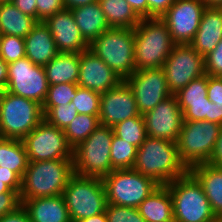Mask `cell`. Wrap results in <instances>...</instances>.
Wrapping results in <instances>:
<instances>
[{
    "mask_svg": "<svg viewBox=\"0 0 222 222\" xmlns=\"http://www.w3.org/2000/svg\"><path fill=\"white\" fill-rule=\"evenodd\" d=\"M133 169L160 185H167L189 171L179 158L176 142L150 136L137 148Z\"/></svg>",
    "mask_w": 222,
    "mask_h": 222,
    "instance_id": "1",
    "label": "cell"
},
{
    "mask_svg": "<svg viewBox=\"0 0 222 222\" xmlns=\"http://www.w3.org/2000/svg\"><path fill=\"white\" fill-rule=\"evenodd\" d=\"M74 174L73 159L28 162L22 178L20 199L62 195Z\"/></svg>",
    "mask_w": 222,
    "mask_h": 222,
    "instance_id": "2",
    "label": "cell"
},
{
    "mask_svg": "<svg viewBox=\"0 0 222 222\" xmlns=\"http://www.w3.org/2000/svg\"><path fill=\"white\" fill-rule=\"evenodd\" d=\"M135 71L162 68L175 43L161 18H143L134 28Z\"/></svg>",
    "mask_w": 222,
    "mask_h": 222,
    "instance_id": "3",
    "label": "cell"
},
{
    "mask_svg": "<svg viewBox=\"0 0 222 222\" xmlns=\"http://www.w3.org/2000/svg\"><path fill=\"white\" fill-rule=\"evenodd\" d=\"M112 127L100 124L89 137L73 149L74 173L82 177L103 179L112 170Z\"/></svg>",
    "mask_w": 222,
    "mask_h": 222,
    "instance_id": "4",
    "label": "cell"
},
{
    "mask_svg": "<svg viewBox=\"0 0 222 222\" xmlns=\"http://www.w3.org/2000/svg\"><path fill=\"white\" fill-rule=\"evenodd\" d=\"M166 186L172 197L174 222H212L216 218L202 186L189 171Z\"/></svg>",
    "mask_w": 222,
    "mask_h": 222,
    "instance_id": "5",
    "label": "cell"
},
{
    "mask_svg": "<svg viewBox=\"0 0 222 222\" xmlns=\"http://www.w3.org/2000/svg\"><path fill=\"white\" fill-rule=\"evenodd\" d=\"M134 44V29L110 27L89 45V50L125 81L135 72Z\"/></svg>",
    "mask_w": 222,
    "mask_h": 222,
    "instance_id": "6",
    "label": "cell"
},
{
    "mask_svg": "<svg viewBox=\"0 0 222 222\" xmlns=\"http://www.w3.org/2000/svg\"><path fill=\"white\" fill-rule=\"evenodd\" d=\"M43 120L41 104L1 90L0 137L22 140Z\"/></svg>",
    "mask_w": 222,
    "mask_h": 222,
    "instance_id": "7",
    "label": "cell"
},
{
    "mask_svg": "<svg viewBox=\"0 0 222 222\" xmlns=\"http://www.w3.org/2000/svg\"><path fill=\"white\" fill-rule=\"evenodd\" d=\"M62 195L72 222L98 215L106 210V190L101 178L74 174Z\"/></svg>",
    "mask_w": 222,
    "mask_h": 222,
    "instance_id": "8",
    "label": "cell"
},
{
    "mask_svg": "<svg viewBox=\"0 0 222 222\" xmlns=\"http://www.w3.org/2000/svg\"><path fill=\"white\" fill-rule=\"evenodd\" d=\"M221 128L214 122L183 120L176 144L179 158L188 169L209 162Z\"/></svg>",
    "mask_w": 222,
    "mask_h": 222,
    "instance_id": "9",
    "label": "cell"
},
{
    "mask_svg": "<svg viewBox=\"0 0 222 222\" xmlns=\"http://www.w3.org/2000/svg\"><path fill=\"white\" fill-rule=\"evenodd\" d=\"M107 204L138 208L160 186L153 178L132 169L112 170L103 179Z\"/></svg>",
    "mask_w": 222,
    "mask_h": 222,
    "instance_id": "10",
    "label": "cell"
},
{
    "mask_svg": "<svg viewBox=\"0 0 222 222\" xmlns=\"http://www.w3.org/2000/svg\"><path fill=\"white\" fill-rule=\"evenodd\" d=\"M22 141L28 162L73 159V148L67 143L64 130L45 119Z\"/></svg>",
    "mask_w": 222,
    "mask_h": 222,
    "instance_id": "11",
    "label": "cell"
},
{
    "mask_svg": "<svg viewBox=\"0 0 222 222\" xmlns=\"http://www.w3.org/2000/svg\"><path fill=\"white\" fill-rule=\"evenodd\" d=\"M162 68L172 95L205 74L204 57L190 44H175Z\"/></svg>",
    "mask_w": 222,
    "mask_h": 222,
    "instance_id": "12",
    "label": "cell"
},
{
    "mask_svg": "<svg viewBox=\"0 0 222 222\" xmlns=\"http://www.w3.org/2000/svg\"><path fill=\"white\" fill-rule=\"evenodd\" d=\"M48 87L43 66L33 64L27 57L8 63L7 92L43 105Z\"/></svg>",
    "mask_w": 222,
    "mask_h": 222,
    "instance_id": "13",
    "label": "cell"
},
{
    "mask_svg": "<svg viewBox=\"0 0 222 222\" xmlns=\"http://www.w3.org/2000/svg\"><path fill=\"white\" fill-rule=\"evenodd\" d=\"M206 5L202 0H176L162 15L175 44H190Z\"/></svg>",
    "mask_w": 222,
    "mask_h": 222,
    "instance_id": "14",
    "label": "cell"
},
{
    "mask_svg": "<svg viewBox=\"0 0 222 222\" xmlns=\"http://www.w3.org/2000/svg\"><path fill=\"white\" fill-rule=\"evenodd\" d=\"M125 82L132 89L138 112L143 115L172 95L163 68L135 71Z\"/></svg>",
    "mask_w": 222,
    "mask_h": 222,
    "instance_id": "15",
    "label": "cell"
},
{
    "mask_svg": "<svg viewBox=\"0 0 222 222\" xmlns=\"http://www.w3.org/2000/svg\"><path fill=\"white\" fill-rule=\"evenodd\" d=\"M147 136L176 142L180 134L183 113L175 95L143 114Z\"/></svg>",
    "mask_w": 222,
    "mask_h": 222,
    "instance_id": "16",
    "label": "cell"
},
{
    "mask_svg": "<svg viewBox=\"0 0 222 222\" xmlns=\"http://www.w3.org/2000/svg\"><path fill=\"white\" fill-rule=\"evenodd\" d=\"M140 115L134 93L125 81L101 93L98 116L100 124L113 127L119 122Z\"/></svg>",
    "mask_w": 222,
    "mask_h": 222,
    "instance_id": "17",
    "label": "cell"
},
{
    "mask_svg": "<svg viewBox=\"0 0 222 222\" xmlns=\"http://www.w3.org/2000/svg\"><path fill=\"white\" fill-rule=\"evenodd\" d=\"M123 80L89 49L80 53L77 85L98 93L117 87Z\"/></svg>",
    "mask_w": 222,
    "mask_h": 222,
    "instance_id": "18",
    "label": "cell"
},
{
    "mask_svg": "<svg viewBox=\"0 0 222 222\" xmlns=\"http://www.w3.org/2000/svg\"><path fill=\"white\" fill-rule=\"evenodd\" d=\"M44 23L49 27L59 53H81L89 49L70 9L49 16Z\"/></svg>",
    "mask_w": 222,
    "mask_h": 222,
    "instance_id": "19",
    "label": "cell"
},
{
    "mask_svg": "<svg viewBox=\"0 0 222 222\" xmlns=\"http://www.w3.org/2000/svg\"><path fill=\"white\" fill-rule=\"evenodd\" d=\"M222 40V8L206 7L203 11L199 28L190 43L193 49L207 56Z\"/></svg>",
    "mask_w": 222,
    "mask_h": 222,
    "instance_id": "20",
    "label": "cell"
},
{
    "mask_svg": "<svg viewBox=\"0 0 222 222\" xmlns=\"http://www.w3.org/2000/svg\"><path fill=\"white\" fill-rule=\"evenodd\" d=\"M20 201L30 222H72L63 195Z\"/></svg>",
    "mask_w": 222,
    "mask_h": 222,
    "instance_id": "21",
    "label": "cell"
},
{
    "mask_svg": "<svg viewBox=\"0 0 222 222\" xmlns=\"http://www.w3.org/2000/svg\"><path fill=\"white\" fill-rule=\"evenodd\" d=\"M24 43L26 57L35 65L44 67L59 54L49 27L43 21L33 27Z\"/></svg>",
    "mask_w": 222,
    "mask_h": 222,
    "instance_id": "22",
    "label": "cell"
},
{
    "mask_svg": "<svg viewBox=\"0 0 222 222\" xmlns=\"http://www.w3.org/2000/svg\"><path fill=\"white\" fill-rule=\"evenodd\" d=\"M189 172L202 186L216 217L222 216V167L201 163L190 167Z\"/></svg>",
    "mask_w": 222,
    "mask_h": 222,
    "instance_id": "23",
    "label": "cell"
},
{
    "mask_svg": "<svg viewBox=\"0 0 222 222\" xmlns=\"http://www.w3.org/2000/svg\"><path fill=\"white\" fill-rule=\"evenodd\" d=\"M70 10L81 35L89 45L110 28L98 1Z\"/></svg>",
    "mask_w": 222,
    "mask_h": 222,
    "instance_id": "24",
    "label": "cell"
},
{
    "mask_svg": "<svg viewBox=\"0 0 222 222\" xmlns=\"http://www.w3.org/2000/svg\"><path fill=\"white\" fill-rule=\"evenodd\" d=\"M146 222H174L173 202L166 185H160L138 207Z\"/></svg>",
    "mask_w": 222,
    "mask_h": 222,
    "instance_id": "25",
    "label": "cell"
},
{
    "mask_svg": "<svg viewBox=\"0 0 222 222\" xmlns=\"http://www.w3.org/2000/svg\"><path fill=\"white\" fill-rule=\"evenodd\" d=\"M79 69V53H59L44 66L49 85H57L60 83L77 84Z\"/></svg>",
    "mask_w": 222,
    "mask_h": 222,
    "instance_id": "26",
    "label": "cell"
},
{
    "mask_svg": "<svg viewBox=\"0 0 222 222\" xmlns=\"http://www.w3.org/2000/svg\"><path fill=\"white\" fill-rule=\"evenodd\" d=\"M38 21L21 12L12 3L0 4V33L25 38Z\"/></svg>",
    "mask_w": 222,
    "mask_h": 222,
    "instance_id": "27",
    "label": "cell"
},
{
    "mask_svg": "<svg viewBox=\"0 0 222 222\" xmlns=\"http://www.w3.org/2000/svg\"><path fill=\"white\" fill-rule=\"evenodd\" d=\"M110 27L134 29L141 21L126 0H98Z\"/></svg>",
    "mask_w": 222,
    "mask_h": 222,
    "instance_id": "28",
    "label": "cell"
},
{
    "mask_svg": "<svg viewBox=\"0 0 222 222\" xmlns=\"http://www.w3.org/2000/svg\"><path fill=\"white\" fill-rule=\"evenodd\" d=\"M27 165L23 141L0 137V169H11L23 178Z\"/></svg>",
    "mask_w": 222,
    "mask_h": 222,
    "instance_id": "29",
    "label": "cell"
},
{
    "mask_svg": "<svg viewBox=\"0 0 222 222\" xmlns=\"http://www.w3.org/2000/svg\"><path fill=\"white\" fill-rule=\"evenodd\" d=\"M99 115L78 114L64 129L67 143L74 149L100 125Z\"/></svg>",
    "mask_w": 222,
    "mask_h": 222,
    "instance_id": "30",
    "label": "cell"
},
{
    "mask_svg": "<svg viewBox=\"0 0 222 222\" xmlns=\"http://www.w3.org/2000/svg\"><path fill=\"white\" fill-rule=\"evenodd\" d=\"M114 134L137 148L147 137L143 115L126 119L112 127Z\"/></svg>",
    "mask_w": 222,
    "mask_h": 222,
    "instance_id": "31",
    "label": "cell"
},
{
    "mask_svg": "<svg viewBox=\"0 0 222 222\" xmlns=\"http://www.w3.org/2000/svg\"><path fill=\"white\" fill-rule=\"evenodd\" d=\"M137 147L113 134L111 143V166L115 169H132Z\"/></svg>",
    "mask_w": 222,
    "mask_h": 222,
    "instance_id": "32",
    "label": "cell"
},
{
    "mask_svg": "<svg viewBox=\"0 0 222 222\" xmlns=\"http://www.w3.org/2000/svg\"><path fill=\"white\" fill-rule=\"evenodd\" d=\"M208 74L192 80L186 87L175 93L180 109L183 111L190 103L209 101L207 97Z\"/></svg>",
    "mask_w": 222,
    "mask_h": 222,
    "instance_id": "33",
    "label": "cell"
},
{
    "mask_svg": "<svg viewBox=\"0 0 222 222\" xmlns=\"http://www.w3.org/2000/svg\"><path fill=\"white\" fill-rule=\"evenodd\" d=\"M77 87L78 85L75 83L49 85L47 97L42 105L43 114L45 115L54 106L72 102L76 96Z\"/></svg>",
    "mask_w": 222,
    "mask_h": 222,
    "instance_id": "34",
    "label": "cell"
},
{
    "mask_svg": "<svg viewBox=\"0 0 222 222\" xmlns=\"http://www.w3.org/2000/svg\"><path fill=\"white\" fill-rule=\"evenodd\" d=\"M100 98V93L78 86L72 102L78 114L99 115Z\"/></svg>",
    "mask_w": 222,
    "mask_h": 222,
    "instance_id": "35",
    "label": "cell"
},
{
    "mask_svg": "<svg viewBox=\"0 0 222 222\" xmlns=\"http://www.w3.org/2000/svg\"><path fill=\"white\" fill-rule=\"evenodd\" d=\"M0 57L11 63L26 57L24 38L11 35H1Z\"/></svg>",
    "mask_w": 222,
    "mask_h": 222,
    "instance_id": "36",
    "label": "cell"
},
{
    "mask_svg": "<svg viewBox=\"0 0 222 222\" xmlns=\"http://www.w3.org/2000/svg\"><path fill=\"white\" fill-rule=\"evenodd\" d=\"M78 115L73 102L60 104L52 107L45 115L44 119L51 125L64 130L69 123Z\"/></svg>",
    "mask_w": 222,
    "mask_h": 222,
    "instance_id": "37",
    "label": "cell"
},
{
    "mask_svg": "<svg viewBox=\"0 0 222 222\" xmlns=\"http://www.w3.org/2000/svg\"><path fill=\"white\" fill-rule=\"evenodd\" d=\"M105 213L108 222H146L138 208L107 204Z\"/></svg>",
    "mask_w": 222,
    "mask_h": 222,
    "instance_id": "38",
    "label": "cell"
},
{
    "mask_svg": "<svg viewBox=\"0 0 222 222\" xmlns=\"http://www.w3.org/2000/svg\"><path fill=\"white\" fill-rule=\"evenodd\" d=\"M182 113L183 120L210 122L211 101L190 103Z\"/></svg>",
    "mask_w": 222,
    "mask_h": 222,
    "instance_id": "39",
    "label": "cell"
},
{
    "mask_svg": "<svg viewBox=\"0 0 222 222\" xmlns=\"http://www.w3.org/2000/svg\"><path fill=\"white\" fill-rule=\"evenodd\" d=\"M205 74L209 76H222V40L216 48L204 57Z\"/></svg>",
    "mask_w": 222,
    "mask_h": 222,
    "instance_id": "40",
    "label": "cell"
},
{
    "mask_svg": "<svg viewBox=\"0 0 222 222\" xmlns=\"http://www.w3.org/2000/svg\"><path fill=\"white\" fill-rule=\"evenodd\" d=\"M37 21H45L49 16L65 9L63 0H36Z\"/></svg>",
    "mask_w": 222,
    "mask_h": 222,
    "instance_id": "41",
    "label": "cell"
},
{
    "mask_svg": "<svg viewBox=\"0 0 222 222\" xmlns=\"http://www.w3.org/2000/svg\"><path fill=\"white\" fill-rule=\"evenodd\" d=\"M19 206H21V201L17 192L0 193V219L14 212Z\"/></svg>",
    "mask_w": 222,
    "mask_h": 222,
    "instance_id": "42",
    "label": "cell"
},
{
    "mask_svg": "<svg viewBox=\"0 0 222 222\" xmlns=\"http://www.w3.org/2000/svg\"><path fill=\"white\" fill-rule=\"evenodd\" d=\"M207 97L216 104L222 105V78L208 75Z\"/></svg>",
    "mask_w": 222,
    "mask_h": 222,
    "instance_id": "43",
    "label": "cell"
},
{
    "mask_svg": "<svg viewBox=\"0 0 222 222\" xmlns=\"http://www.w3.org/2000/svg\"><path fill=\"white\" fill-rule=\"evenodd\" d=\"M176 0H147L148 18H161Z\"/></svg>",
    "mask_w": 222,
    "mask_h": 222,
    "instance_id": "44",
    "label": "cell"
},
{
    "mask_svg": "<svg viewBox=\"0 0 222 222\" xmlns=\"http://www.w3.org/2000/svg\"><path fill=\"white\" fill-rule=\"evenodd\" d=\"M0 178L8 180V186L18 194L21 191L22 178L11 169H0Z\"/></svg>",
    "mask_w": 222,
    "mask_h": 222,
    "instance_id": "45",
    "label": "cell"
},
{
    "mask_svg": "<svg viewBox=\"0 0 222 222\" xmlns=\"http://www.w3.org/2000/svg\"><path fill=\"white\" fill-rule=\"evenodd\" d=\"M36 2V0H13L12 4L24 14L29 15L37 20Z\"/></svg>",
    "mask_w": 222,
    "mask_h": 222,
    "instance_id": "46",
    "label": "cell"
},
{
    "mask_svg": "<svg viewBox=\"0 0 222 222\" xmlns=\"http://www.w3.org/2000/svg\"><path fill=\"white\" fill-rule=\"evenodd\" d=\"M0 222H30V220L28 213L21 205L14 212L3 216Z\"/></svg>",
    "mask_w": 222,
    "mask_h": 222,
    "instance_id": "47",
    "label": "cell"
},
{
    "mask_svg": "<svg viewBox=\"0 0 222 222\" xmlns=\"http://www.w3.org/2000/svg\"><path fill=\"white\" fill-rule=\"evenodd\" d=\"M208 163L214 166L222 167V128L211 155V159Z\"/></svg>",
    "mask_w": 222,
    "mask_h": 222,
    "instance_id": "48",
    "label": "cell"
},
{
    "mask_svg": "<svg viewBox=\"0 0 222 222\" xmlns=\"http://www.w3.org/2000/svg\"><path fill=\"white\" fill-rule=\"evenodd\" d=\"M135 13L141 18H148L147 0H126Z\"/></svg>",
    "mask_w": 222,
    "mask_h": 222,
    "instance_id": "49",
    "label": "cell"
},
{
    "mask_svg": "<svg viewBox=\"0 0 222 222\" xmlns=\"http://www.w3.org/2000/svg\"><path fill=\"white\" fill-rule=\"evenodd\" d=\"M8 82V63L0 57V90H5Z\"/></svg>",
    "mask_w": 222,
    "mask_h": 222,
    "instance_id": "50",
    "label": "cell"
},
{
    "mask_svg": "<svg viewBox=\"0 0 222 222\" xmlns=\"http://www.w3.org/2000/svg\"><path fill=\"white\" fill-rule=\"evenodd\" d=\"M210 122L222 125V105L211 102Z\"/></svg>",
    "mask_w": 222,
    "mask_h": 222,
    "instance_id": "51",
    "label": "cell"
},
{
    "mask_svg": "<svg viewBox=\"0 0 222 222\" xmlns=\"http://www.w3.org/2000/svg\"><path fill=\"white\" fill-rule=\"evenodd\" d=\"M98 0H63L66 9H73L78 6H85Z\"/></svg>",
    "mask_w": 222,
    "mask_h": 222,
    "instance_id": "52",
    "label": "cell"
},
{
    "mask_svg": "<svg viewBox=\"0 0 222 222\" xmlns=\"http://www.w3.org/2000/svg\"><path fill=\"white\" fill-rule=\"evenodd\" d=\"M77 222H108V219H107L106 213L103 212L98 215L91 216L83 220H79Z\"/></svg>",
    "mask_w": 222,
    "mask_h": 222,
    "instance_id": "53",
    "label": "cell"
},
{
    "mask_svg": "<svg viewBox=\"0 0 222 222\" xmlns=\"http://www.w3.org/2000/svg\"><path fill=\"white\" fill-rule=\"evenodd\" d=\"M206 7L222 8V0H202Z\"/></svg>",
    "mask_w": 222,
    "mask_h": 222,
    "instance_id": "54",
    "label": "cell"
},
{
    "mask_svg": "<svg viewBox=\"0 0 222 222\" xmlns=\"http://www.w3.org/2000/svg\"><path fill=\"white\" fill-rule=\"evenodd\" d=\"M5 192H16V191L12 190L8 186V180H3L0 178V193H5Z\"/></svg>",
    "mask_w": 222,
    "mask_h": 222,
    "instance_id": "55",
    "label": "cell"
},
{
    "mask_svg": "<svg viewBox=\"0 0 222 222\" xmlns=\"http://www.w3.org/2000/svg\"><path fill=\"white\" fill-rule=\"evenodd\" d=\"M212 222H222V216H217Z\"/></svg>",
    "mask_w": 222,
    "mask_h": 222,
    "instance_id": "56",
    "label": "cell"
},
{
    "mask_svg": "<svg viewBox=\"0 0 222 222\" xmlns=\"http://www.w3.org/2000/svg\"><path fill=\"white\" fill-rule=\"evenodd\" d=\"M13 0H0V4L12 3Z\"/></svg>",
    "mask_w": 222,
    "mask_h": 222,
    "instance_id": "57",
    "label": "cell"
}]
</instances>
